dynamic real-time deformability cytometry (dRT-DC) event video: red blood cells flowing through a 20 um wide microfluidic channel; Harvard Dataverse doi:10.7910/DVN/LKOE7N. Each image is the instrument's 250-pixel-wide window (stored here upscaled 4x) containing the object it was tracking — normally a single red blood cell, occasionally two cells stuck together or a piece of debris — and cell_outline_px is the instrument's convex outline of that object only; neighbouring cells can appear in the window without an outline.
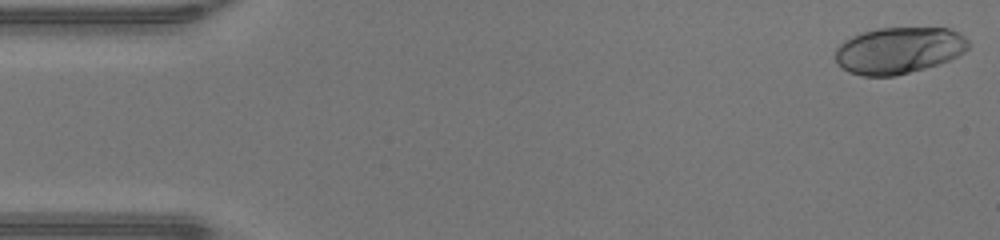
{"species": "human", "species_latin": "Homo sapiens", "temperature_condition": "warm", "stored_images_in_passage": 47, "camera_frame_rate_fps": 3000, "um_per_image_px": 0.085, "donor": {"sex": "male"}, "frame": {"image": 1, "passage_image": 1, "time_ms": 0.0, "image_size_px": [1000, 240], "cell_outline_px": [[968, 48], [964, 52], [948, 60], [924, 68], [896, 76], [864, 76], [848, 72], [836, 60], [836, 48], [844, 40], [860, 32], [880, 28], [948, 28], [960, 32], [968, 40]], "centroid_in_image_um": [76.39, 4.27], "position_along_channel_um": 8.6, "area_um2": 35.95}}
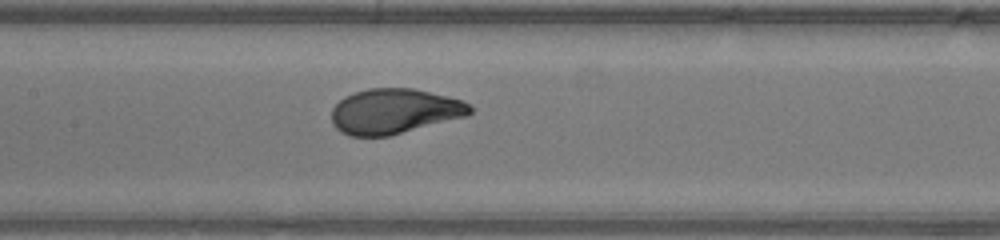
{"frame": {"image": 2, "passage_image": 22, "time_ms": 7.0, "image_size_px": [1000, 240], "cell_outline_px": [[472, 112], [468, 116], [388, 136], [348, 136], [340, 132], [332, 124], [332, 108], [344, 96], [352, 92], [368, 88], [412, 88], [448, 96], [460, 100], [468, 104], [472, 108]], "centroid_in_image_um": [33.49, 9.46], "position_along_channel_um": 173.9, "area_um2": 36.53}}
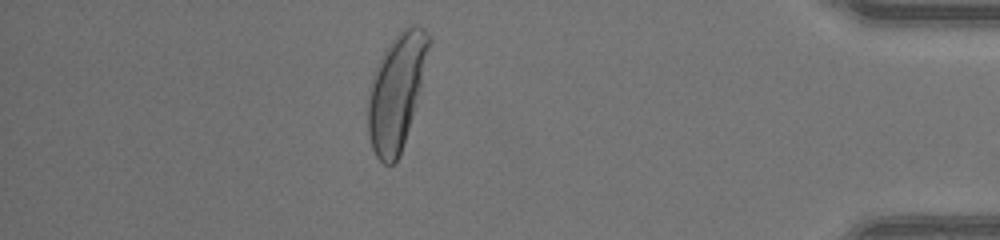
{"frame": {"image": 3, "passage_image": 41, "time_ms": 13.333, "image_size_px": [1000, 240], "cell_outline_px": [[432, 40], [420, 88], [408, 128], [400, 152], [396, 160], [392, 164], [384, 164], [376, 156], [372, 148], [368, 136], [368, 96], [372, 76], [380, 56], [388, 44], [404, 28], [412, 24], [416, 24], [424, 28], [432, 36]], "centroid_in_image_um": [33.7, 7.72], "position_along_channel_um": 401.5, "area_um2": 40.52}, "authors_computed_cell_mechanics": {"area_um2": 36.5874, "velocity_mm_per_s": 4.3515, "shape_relaxation_time_tau1_ms": 3.8588, "shape_relaxation_time_tau2_ms": null, "deformation_change_tau1": 0.2286, "deformation_change_tau2": null}}